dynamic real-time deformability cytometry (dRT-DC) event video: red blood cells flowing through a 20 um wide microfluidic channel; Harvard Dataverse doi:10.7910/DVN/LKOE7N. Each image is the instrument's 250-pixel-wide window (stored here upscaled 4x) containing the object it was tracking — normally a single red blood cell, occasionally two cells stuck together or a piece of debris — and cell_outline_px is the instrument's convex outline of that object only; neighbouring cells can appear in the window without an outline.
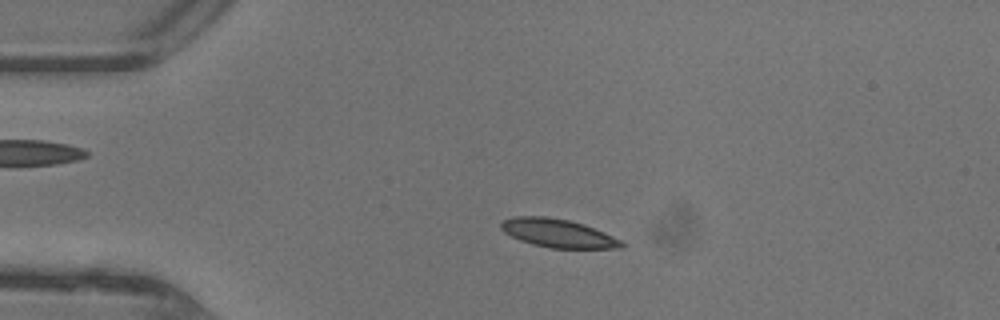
{"species": "common noctule bat (a hibernating species)", "species_latin": "Nyctalus noctula", "temperature_condition": "warm", "stored_images_in_passage": 46, "camera_frame_rate_fps": 3000, "um_per_image_px": 0.085, "animal": {"sex": "female"}, "frame": {"image": 1, "passage_image": 10, "time_ms": 3.0, "image_size_px": [1000, 320], "cell_outline_px": [[624, 248], [552, 248], [532, 244], [520, 240], [504, 232], [500, 228], [500, 224], [504, 220], [516, 216], [544, 216], [568, 220], [584, 224], [604, 232], [620, 240], [624, 244]], "centroid_in_image_um": [47.42, 19.82], "position_along_channel_um": 37.6, "area_um2": 19.77}}
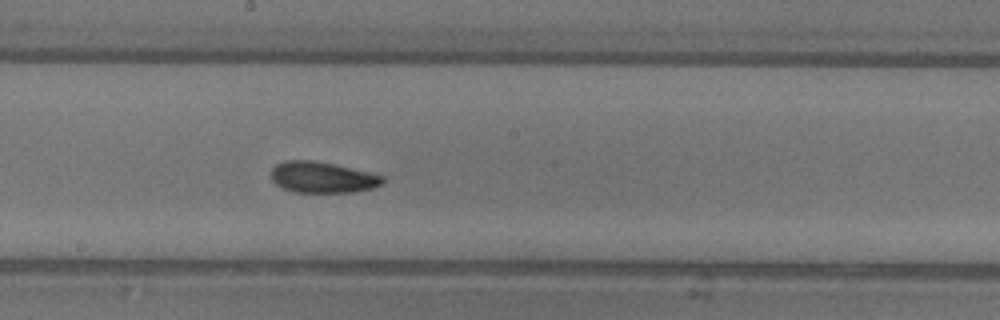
{"frame": {"image": 2, "passage_image": 25, "time_ms": 8.0, "image_size_px": [1000, 320], "cell_outline_px": [[384, 184], [372, 188], [352, 192], [292, 192], [276, 184], [272, 180], [272, 168], [276, 164], [284, 160], [312, 160], [332, 164], [368, 172], [384, 176]], "centroid_in_image_um": [27.4, 15.07], "position_along_channel_um": 220.8, "area_um2": 20.06}}
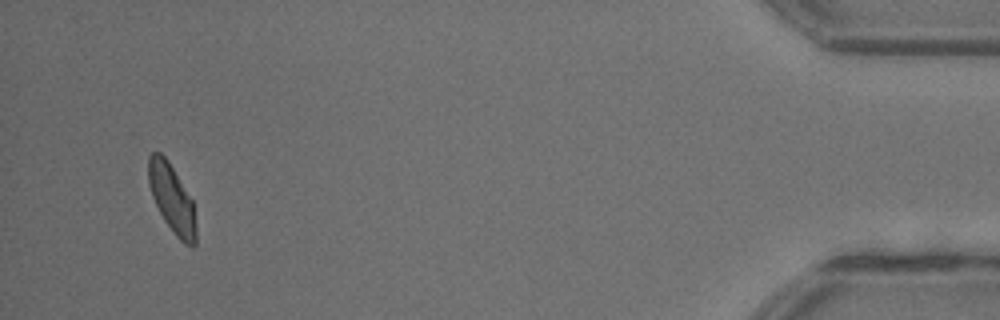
{"frame": {"image": 3, "passage_image": 44, "time_ms": 14.333, "image_size_px": [1000, 320], "cell_outline_px": [[196, 244], [192, 248], [184, 244], [176, 236], [164, 220], [152, 196], [148, 184], [148, 156], [152, 152], [160, 152], [168, 160], [192, 200], [196, 228]], "centroid_in_image_um": [14.6, 16.89], "position_along_channel_um": 420.6, "area_um2": 18.84}, "authors_computed_cell_mechanics": {"area_um2": 19.652, "velocity_mm_per_s": 4.4195, "shape_relaxation_time_tau1_ms": 4.0701, "shape_relaxation_time_tau2_ms": 1.893, "deformation_change_tau1": 0.1449, "deformation_change_tau2": 0.0859}}